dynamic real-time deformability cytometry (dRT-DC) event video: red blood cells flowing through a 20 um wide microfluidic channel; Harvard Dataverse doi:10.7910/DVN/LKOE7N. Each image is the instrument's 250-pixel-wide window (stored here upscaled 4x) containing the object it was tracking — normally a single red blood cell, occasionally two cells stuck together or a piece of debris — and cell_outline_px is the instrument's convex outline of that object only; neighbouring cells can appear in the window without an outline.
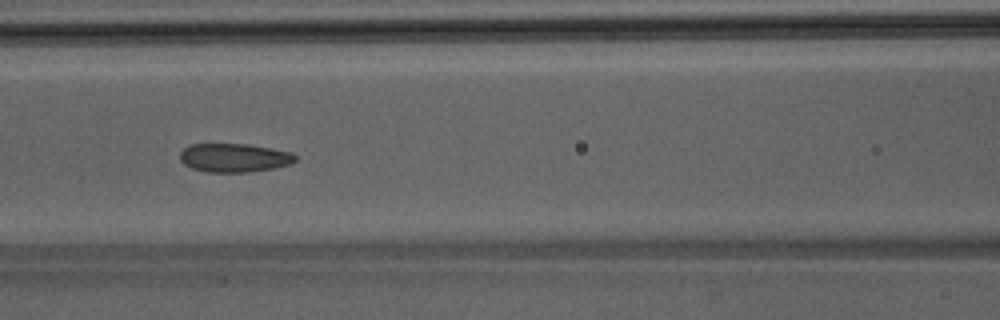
{"species": "Egyptian fruit bat (a non-hibernating species)", "species_latin": "Rousettus aegyptiacus", "temperature_condition": "room temperature", "stored_images_in_passage": 49, "camera_frame_rate_fps": 3000, "um_per_image_px": 0.085, "animal": {"sex": "male"}, "frame": {"image": 1, "passage_image": 22, "time_ms": 7.0, "image_size_px": [1000, 320], "cell_outline_px": [[296, 160], [292, 164], [272, 168], [248, 172], [208, 172], [192, 168], [184, 164], [180, 160], [180, 152], [188, 144], [248, 144], [272, 148], [292, 152], [296, 156]], "centroid_in_image_um": [19.91, 13.4], "position_along_channel_um": 146.7, "area_um2": 19.36}}
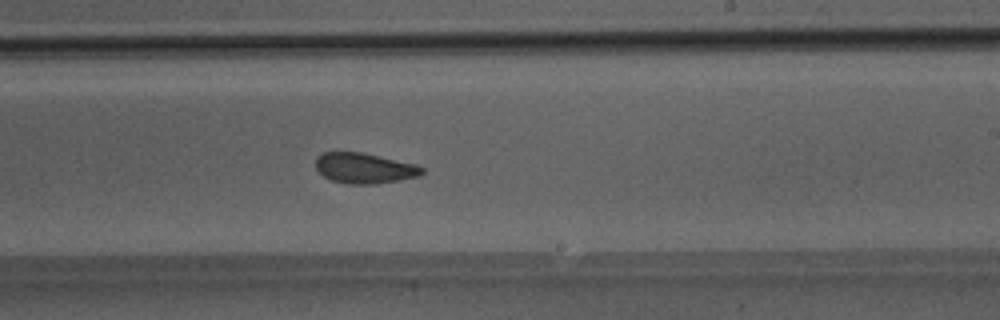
{"frame": {"image": 2, "passage_image": 30, "time_ms": 9.667, "image_size_px": [1000, 320], "cell_outline_px": [[424, 172], [420, 176], [400, 180], [376, 184], [348, 184], [332, 180], [324, 176], [316, 168], [316, 160], [324, 152], [360, 152], [416, 164], [424, 168]], "centroid_in_image_um": [31.01, 14.3], "position_along_channel_um": 258.0, "area_um2": 18.73}}
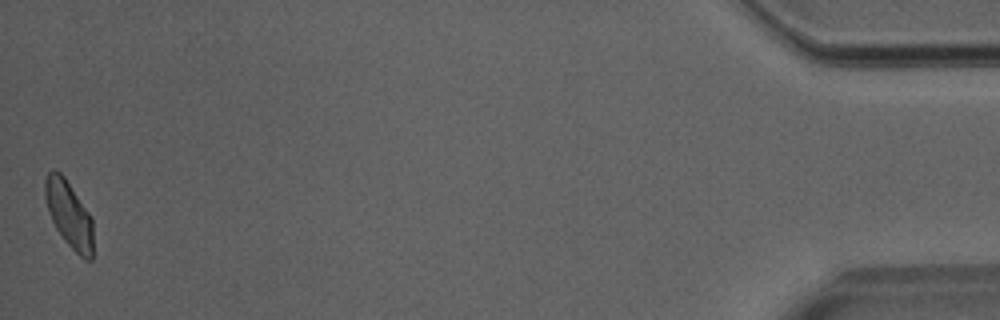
{"frame": {"image": 3, "passage_image": 49, "time_ms": 16.0, "image_size_px": [1000, 320], "cell_outline_px": [[92, 260], [84, 260], [64, 240], [56, 228], [48, 212], [44, 196], [44, 180], [48, 172], [60, 172], [64, 176], [92, 216]], "centroid_in_image_um": [5.86, 18.22], "position_along_channel_um": 429.3, "area_um2": 18.61}}